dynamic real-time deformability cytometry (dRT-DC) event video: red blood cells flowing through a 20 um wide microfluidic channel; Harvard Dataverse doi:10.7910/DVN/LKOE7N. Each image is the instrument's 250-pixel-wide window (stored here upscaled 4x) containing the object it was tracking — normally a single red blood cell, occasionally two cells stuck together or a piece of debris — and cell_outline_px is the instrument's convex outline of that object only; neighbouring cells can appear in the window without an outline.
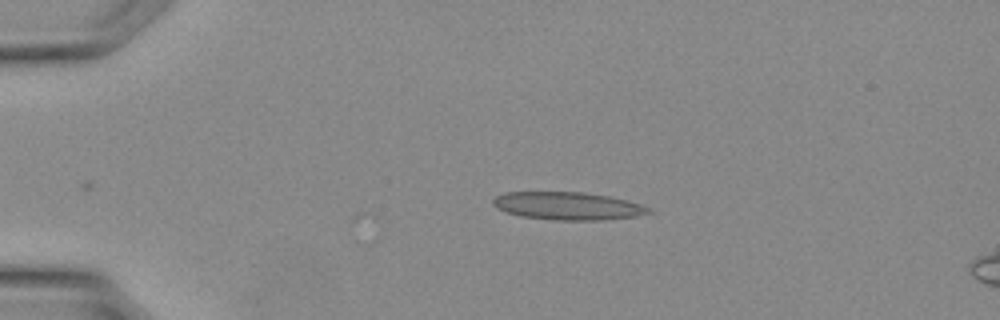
{"species": "Egyptian fruit bat (a non-hibernating species)", "species_latin": "Rousettus aegyptiacus", "temperature_condition": "warm", "stored_images_in_passage": 3, "camera_frame_rate_fps": 3000, "um_per_image_px": 0.085, "animal": {"sex": "female"}, "frame": {"image": 1, "passage_image": 3, "time_ms": 0.667, "image_size_px": [1000, 320], "cell_outline_px": [[652, 212], [636, 216], [600, 220], [552, 220], [520, 216], [504, 212], [496, 208], [492, 204], [492, 200], [496, 196], [504, 192], [584, 192], [608, 196], [640, 204], [648, 208]], "centroid_in_image_um": [48.18, 17.5], "position_along_channel_um": 36.8, "area_um2": 25.2}}